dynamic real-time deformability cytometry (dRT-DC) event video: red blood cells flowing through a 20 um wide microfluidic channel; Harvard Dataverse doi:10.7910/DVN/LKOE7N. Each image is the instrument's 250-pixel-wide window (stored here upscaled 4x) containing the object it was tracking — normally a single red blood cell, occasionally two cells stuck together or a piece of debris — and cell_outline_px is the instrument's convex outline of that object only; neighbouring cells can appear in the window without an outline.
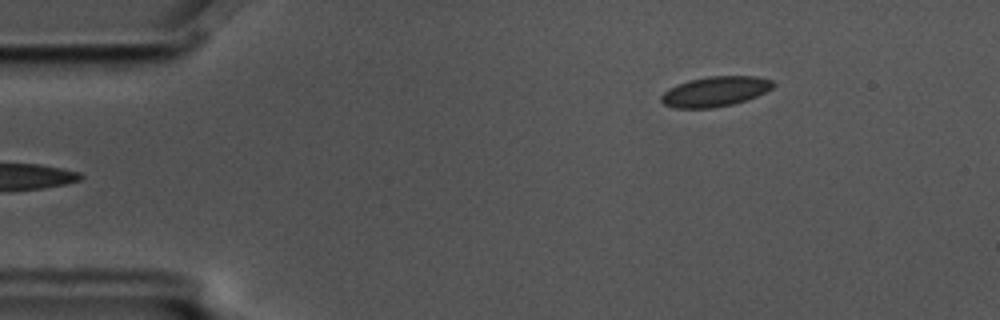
{"species": "common noctule bat (a hibernating species)", "species_latin": "Nyctalus noctula", "temperature_condition": "cold", "stored_images_in_passage": 5, "camera_frame_rate_fps": 3000, "um_per_image_px": 0.085, "animal": {"sex": "male", "body_mass_g": 17.5, "forearm_length_mm": 52.3}, "frame": {"image": 1, "passage_image": 5, "time_ms": 1.333, "image_size_px": [1000, 320], "cell_outline_px": [[776, 84], [772, 88], [756, 96], [732, 104], [712, 108], [676, 108], [664, 104], [660, 100], [660, 96], [664, 92], [676, 84], [688, 80], [708, 76], [756, 76], [772, 80]], "centroid_in_image_um": [60.77, 7.77], "position_along_channel_um": 24.2, "area_um2": 19.54}}